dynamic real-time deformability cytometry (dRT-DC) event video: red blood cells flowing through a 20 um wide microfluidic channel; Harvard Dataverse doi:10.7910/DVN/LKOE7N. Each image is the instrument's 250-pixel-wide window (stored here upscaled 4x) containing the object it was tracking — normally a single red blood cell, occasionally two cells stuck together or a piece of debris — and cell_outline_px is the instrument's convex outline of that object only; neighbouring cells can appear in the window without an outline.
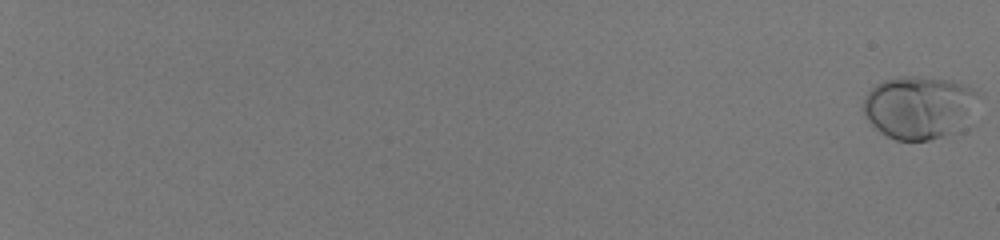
{"species": "human", "species_latin": "Homo sapiens", "temperature_condition": "room temperature", "stored_images_in_passage": 60, "camera_frame_rate_fps": 3000, "um_per_image_px": 0.085, "donor": {"sex": "male"}, "frame": {"image": 1, "passage_image": 1, "time_ms": 0.0, "image_size_px": [1000, 240], "cell_outline_px": [[984, 96], [968, 128], [964, 132], [928, 140], [896, 140], [880, 132], [868, 120], [864, 112], [864, 100], [868, 92], [876, 84], [884, 80], [904, 76], [920, 76], [952, 80], [972, 88], [980, 92]], "centroid_in_image_um": [78.3, 9.14], "position_along_channel_um": 6.7, "area_um2": 43.7}}
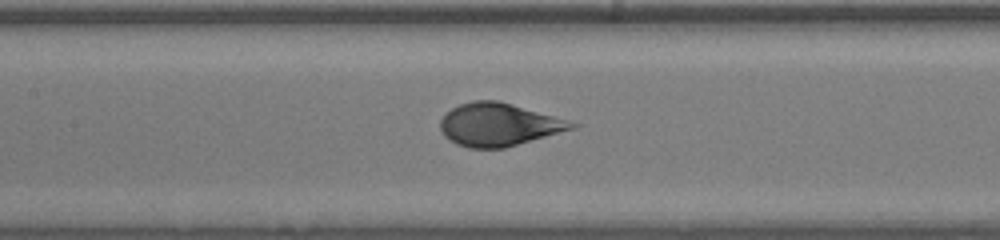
{"frame": {"image": 2, "passage_image": 36, "time_ms": 11.667, "image_size_px": [1000, 240], "cell_outline_px": [[580, 124], [576, 128], [504, 148], [468, 148], [456, 144], [444, 136], [440, 128], [440, 120], [452, 108], [460, 104], [472, 100], [500, 100], [568, 120]], "centroid_in_image_um": [42.39, 10.59], "position_along_channel_um": 165.0, "area_um2": 32.83}}
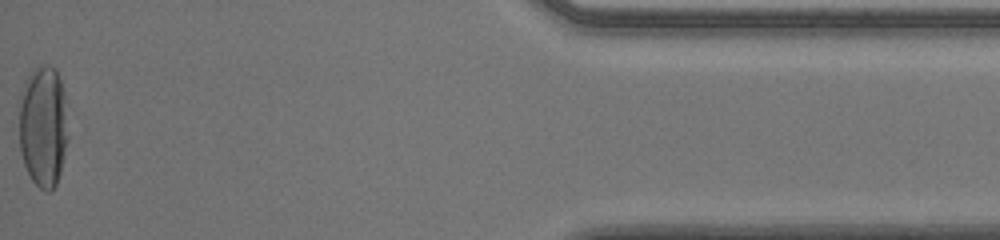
{"frame": {"image": 3, "passage_image": 60, "time_ms": 19.667, "image_size_px": [1000, 240], "cell_outline_px": [[68, 140], [60, 172], [56, 184], [48, 192], [40, 188], [32, 180], [24, 164], [20, 152], [16, 104], [24, 84], [32, 68], [40, 64], [56, 68], [64, 92], [68, 136]], "centroid_in_image_um": [3.63, 10.69], "position_along_channel_um": 431.6, "area_um2": 35.66}, "authors_computed_cell_mechanics": {"area_um2": 34.7667, "velocity_mm_per_s": 4.0166, "shape_relaxation_time_tau1_ms": 7.5529, "shape_relaxation_time_tau2_ms": null, "deformation_change_tau1": 0.2907, "deformation_change_tau2": null}}